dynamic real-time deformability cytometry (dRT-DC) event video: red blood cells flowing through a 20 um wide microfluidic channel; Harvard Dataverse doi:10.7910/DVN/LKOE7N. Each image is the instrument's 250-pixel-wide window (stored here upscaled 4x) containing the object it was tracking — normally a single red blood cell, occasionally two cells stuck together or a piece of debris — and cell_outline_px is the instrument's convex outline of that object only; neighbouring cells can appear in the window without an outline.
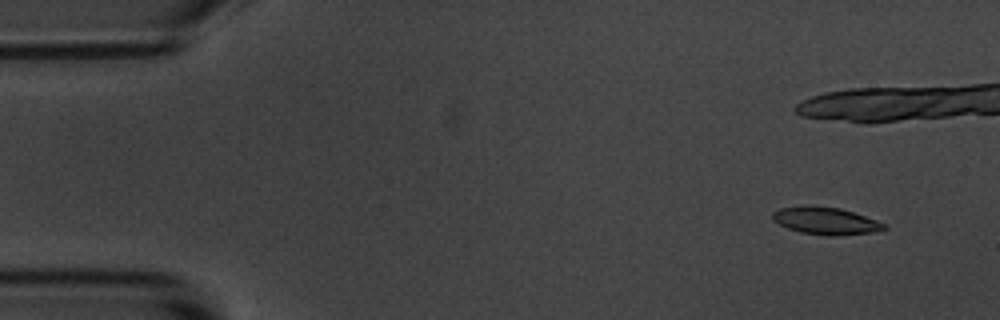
{"species": "common noctule bat (a hibernating species)", "species_latin": "Nyctalus noctula", "temperature_condition": "room temperature", "stored_images_in_passage": 48, "camera_frame_rate_fps": 3000, "um_per_image_px": 0.085, "animal": {"sex": "male", "body_mass_g": 20.1, "forearm_length_mm": 53.5}, "frame": {"image": 1, "passage_image": 1, "time_ms": 0.0, "image_size_px": [1000, 320], "cell_outline_px": [[888, 228], [872, 232], [836, 236], [828, 236], [800, 232], [788, 228], [772, 220], [772, 212], [780, 208], [808, 204], [840, 208], [876, 220], [884, 224]], "centroid_in_image_um": [70.13, 18.76], "position_along_channel_um": 14.9, "area_um2": 17.8}, "authors_computed_cell_mechanics": {"area_um2": 18.496, "velocity_mm_per_s": 3.6568, "shape_relaxation_time_tau1_ms": 2.5984, "shape_relaxation_time_tau2_ms": 3.1268, "deformation_change_tau1": 0.1276, "deformation_change_tau2": 0.1003}}